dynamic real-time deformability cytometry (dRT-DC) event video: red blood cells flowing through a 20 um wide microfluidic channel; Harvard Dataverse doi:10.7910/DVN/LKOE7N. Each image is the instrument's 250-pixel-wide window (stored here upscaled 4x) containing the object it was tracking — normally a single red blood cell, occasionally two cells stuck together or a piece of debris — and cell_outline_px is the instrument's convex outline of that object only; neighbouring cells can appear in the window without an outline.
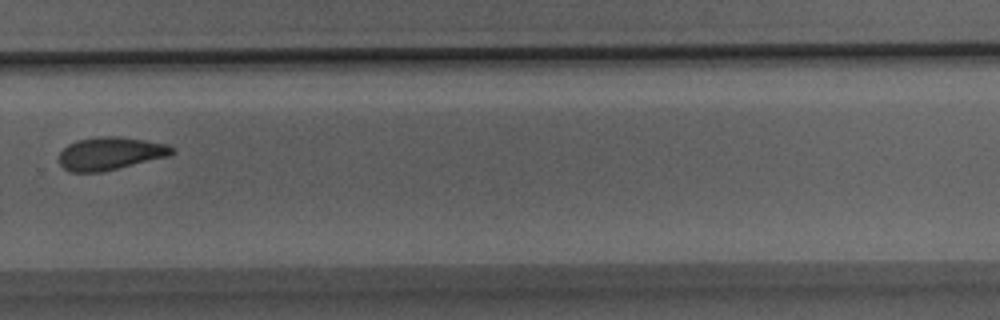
{"species": "Egyptian fruit bat (a non-hibernating species)", "species_latin": "Rousettus aegyptiacus", "temperature_condition": "room temperature", "stored_images_in_passage": 31, "camera_frame_rate_fps": 3000, "um_per_image_px": 0.085, "animal": {"sex": "male"}, "frame": {"image": 1, "passage_image": 21, "time_ms": 6.667, "image_size_px": [1000, 320], "cell_outline_px": [[176, 152], [168, 156], [100, 172], [68, 172], [60, 164], [60, 152], [68, 144], [76, 140], [100, 136], [116, 136], [144, 140], [168, 144], [176, 148]], "centroid_in_image_um": [9.38, 13.04], "position_along_channel_um": 320.4, "area_um2": 21.56}}
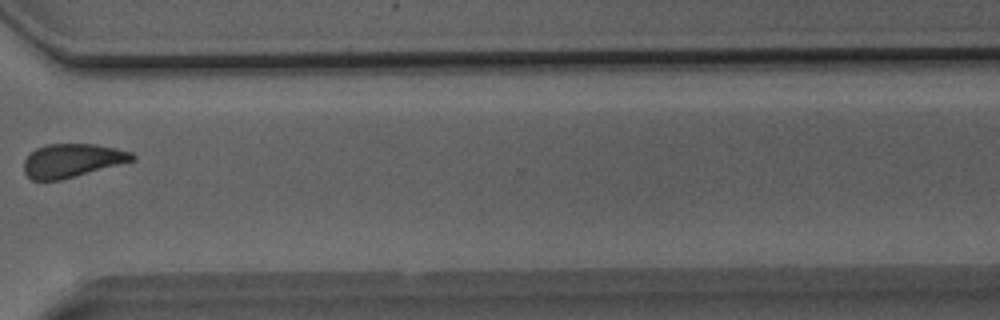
{"frame": {"image": 2, "passage_image": 23, "time_ms": 7.333, "image_size_px": [1000, 320], "cell_outline_px": [[136, 160], [76, 176], [60, 180], [32, 180], [24, 172], [24, 160], [36, 148], [44, 144], [96, 144], [116, 148], [132, 152], [136, 156]], "centroid_in_image_um": [6.15, 13.64], "position_along_channel_um": 364.4, "area_um2": 21.21}}
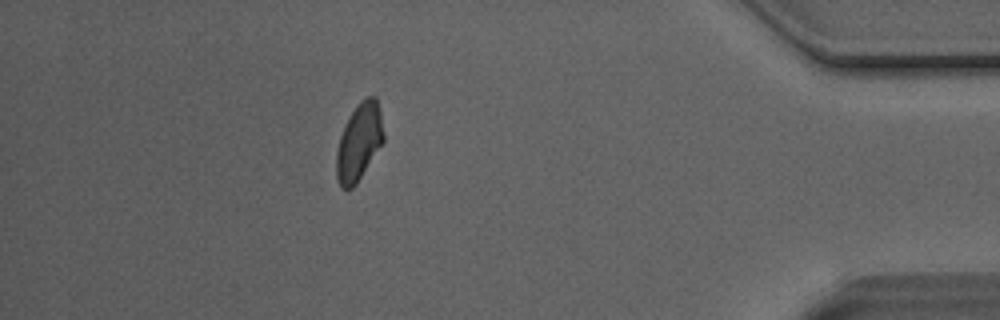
{"frame": {"image": 3, "passage_image": 27, "time_ms": 8.667, "image_size_px": [1000, 320], "cell_outline_px": [[384, 140], [356, 184], [352, 188], [340, 188], [336, 180], [336, 152], [340, 136], [344, 124], [356, 104], [360, 100], [368, 96], [376, 96], [380, 112], [384, 132]], "centroid_in_image_um": [30.5, 12.06], "position_along_channel_um": 404.7, "area_um2": 21.27}}